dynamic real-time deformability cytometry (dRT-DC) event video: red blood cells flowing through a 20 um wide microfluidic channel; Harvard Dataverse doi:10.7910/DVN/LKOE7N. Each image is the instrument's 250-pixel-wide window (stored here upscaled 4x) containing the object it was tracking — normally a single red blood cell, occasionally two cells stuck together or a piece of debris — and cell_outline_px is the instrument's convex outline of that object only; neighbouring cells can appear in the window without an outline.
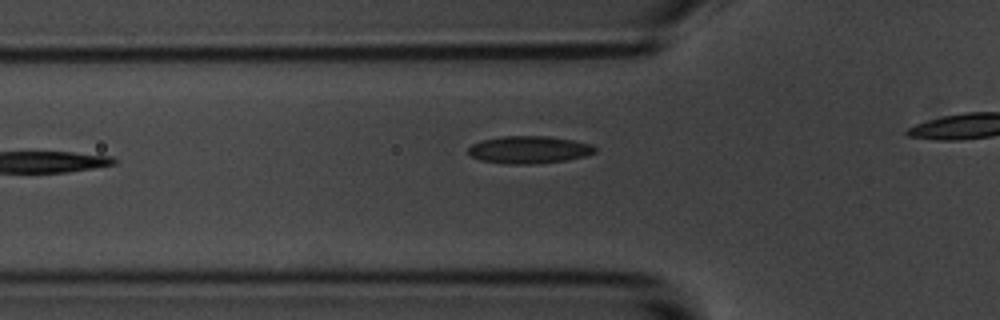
{"species": "common noctule bat (a hibernating species)", "species_latin": "Nyctalus noctula", "temperature_condition": "room temperature", "stored_images_in_passage": 11, "camera_frame_rate_fps": 3000, "um_per_image_px": 0.085, "animal": {"sex": "male", "body_mass_g": 20.1, "forearm_length_mm": 53.5}, "frame": {"image": 1, "passage_image": 5, "time_ms": 1.333, "image_size_px": [1000, 320], "cell_outline_px": [[596, 152], [584, 156], [564, 160], [536, 164], [508, 164], [480, 160], [472, 156], [468, 152], [468, 148], [472, 144], [480, 140], [500, 136], [548, 136], [572, 140], [592, 144], [596, 148]], "centroid_in_image_um": [44.95, 12.72], "position_along_channel_um": 80.9, "area_um2": 20.29}}
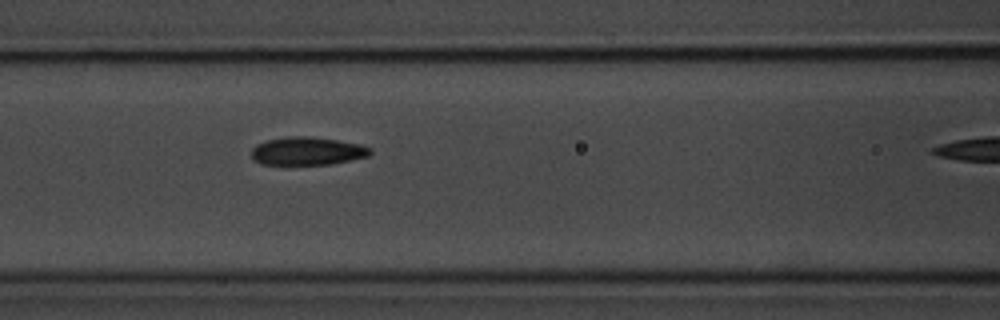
{"frame": {"image": 2, "passage_image": 10, "time_ms": 3.0, "image_size_px": [1000, 320], "cell_outline_px": [[372, 152], [368, 156], [352, 160], [332, 164], [260, 164], [252, 160], [252, 148], [256, 144], [268, 140], [288, 136], [308, 136], [336, 140], [360, 144], [372, 148]], "centroid_in_image_um": [26.12, 12.84], "position_along_channel_um": 140.5, "area_um2": 19.48}}